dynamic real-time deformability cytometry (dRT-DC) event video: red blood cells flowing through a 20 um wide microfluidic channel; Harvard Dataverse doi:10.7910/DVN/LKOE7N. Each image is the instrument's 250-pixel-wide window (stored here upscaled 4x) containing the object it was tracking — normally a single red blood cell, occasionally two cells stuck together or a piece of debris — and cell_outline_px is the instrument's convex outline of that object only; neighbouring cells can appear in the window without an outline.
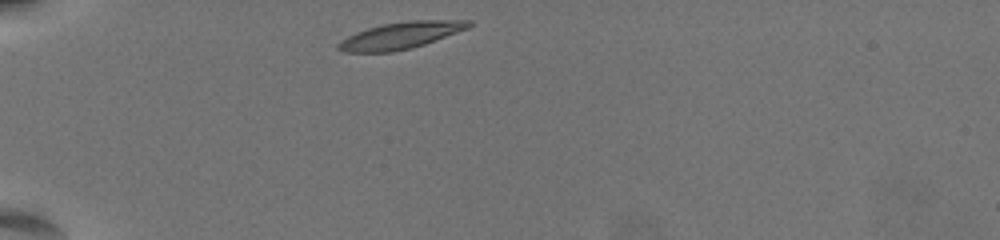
{"species": "common noctule bat (a hibernating species)", "species_latin": "Nyctalus noctula", "temperature_condition": "warm", "stored_images_in_passage": 35, "camera_frame_rate_fps": 3000, "um_per_image_px": 0.085, "animal": {"sex": "female", "body_mass_g": 19.5, "forearm_length_mm": 54.1}, "frame": {"image": 1, "passage_image": 1, "time_ms": 0.0, "image_size_px": [1000, 240], "cell_outline_px": [[472, 24], [468, 28], [424, 44], [412, 48], [392, 52], [344, 52], [336, 48], [336, 44], [340, 40], [356, 32], [368, 28], [384, 24], [412, 20], [472, 20]], "centroid_in_image_um": [34.03, 3.02], "position_along_channel_um": 51.0, "area_um2": 20.23}}
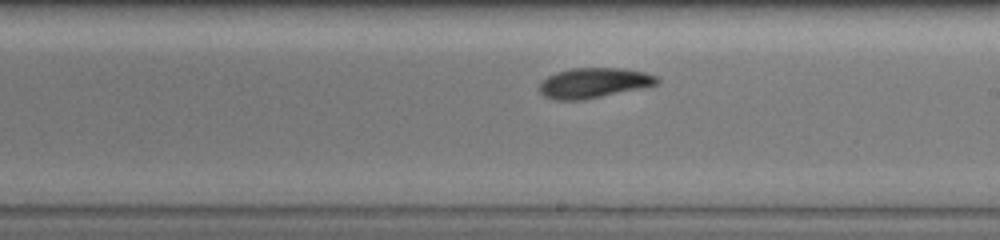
{"frame": {"image": 2, "passage_image": 20, "time_ms": 6.333, "image_size_px": [1000, 240], "cell_outline_px": [[660, 80], [656, 84], [640, 88], [580, 100], [552, 100], [544, 96], [536, 88], [548, 76], [556, 72], [572, 68], [624, 68], [644, 72], [656, 76]], "centroid_in_image_um": [50.42, 7.04], "position_along_channel_um": 238.6, "area_um2": 20.46}}
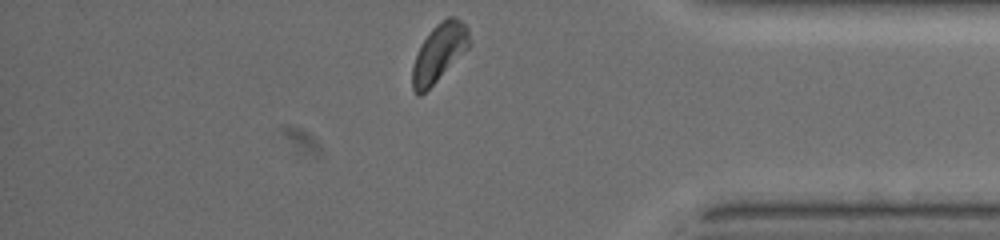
{"frame": {"image": 3, "passage_image": 35, "time_ms": 11.333, "image_size_px": [1000, 240], "cell_outline_px": [[472, 44], [420, 96], [416, 96], [412, 88], [412, 64], [420, 44], [432, 28], [440, 20], [448, 16], [456, 16], [468, 28]], "centroid_in_image_um": [37.31, 4.44], "position_along_channel_um": 397.9, "area_um2": 19.19}, "authors_computed_cell_mechanics": {"area_um2": 20.4612, "velocity_mm_per_s": 3.5027, "shape_relaxation_time_tau1_ms": 2.7482, "shape_relaxation_time_tau2_ms": 3.728, "deformation_change_tau1": 0.1263, "deformation_change_tau2": 0.0912}}